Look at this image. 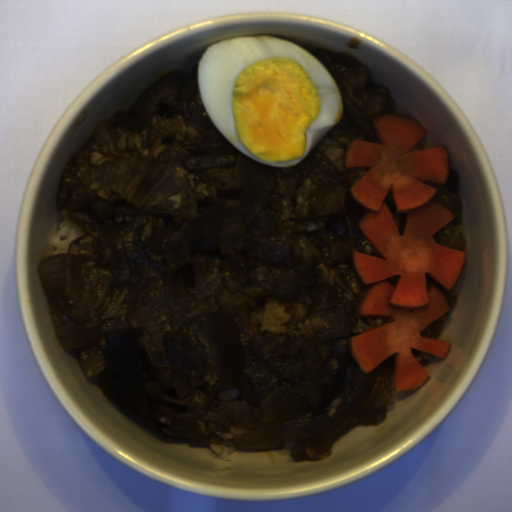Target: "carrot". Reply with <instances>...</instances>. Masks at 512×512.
I'll use <instances>...</instances> for the list:
<instances>
[{"label": "carrot", "instance_id": "1", "mask_svg": "<svg viewBox=\"0 0 512 512\" xmlns=\"http://www.w3.org/2000/svg\"><path fill=\"white\" fill-rule=\"evenodd\" d=\"M379 142L352 141L346 167H371L351 189L361 206L370 209L357 226L382 259L354 249L352 257L366 287L357 315L386 317L388 324L368 329L348 341L350 352L367 373L395 353V391L422 387L427 372L412 348L446 359L450 343L424 338L423 328L450 310L441 291L427 284L426 274L451 289L457 283L466 252L437 244L434 234L453 215L432 201L450 175L446 149L408 152L426 133L413 118L382 116L372 123ZM391 191L397 212L406 213V228L398 234L385 204Z\"/></svg>", "mask_w": 512, "mask_h": 512}]
</instances>
